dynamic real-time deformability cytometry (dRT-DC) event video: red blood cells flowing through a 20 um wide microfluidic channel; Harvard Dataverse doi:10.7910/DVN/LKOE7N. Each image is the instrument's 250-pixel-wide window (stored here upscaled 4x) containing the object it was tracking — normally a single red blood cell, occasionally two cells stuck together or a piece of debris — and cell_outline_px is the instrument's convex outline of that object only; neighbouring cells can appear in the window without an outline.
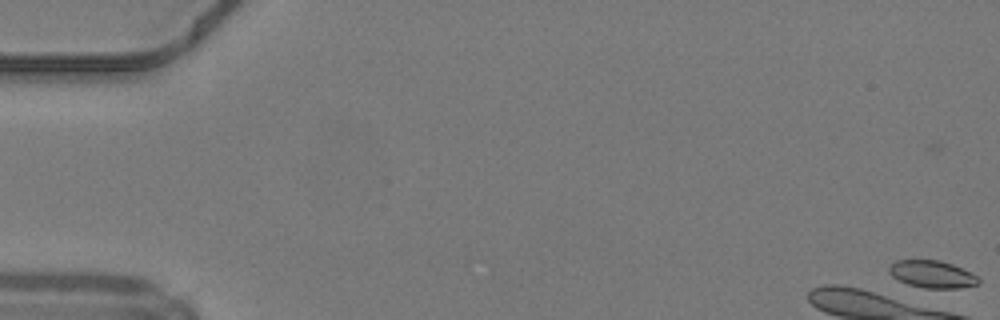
{"species": "common noctule bat (a hibernating species)", "species_latin": "Nyctalus noctula", "temperature_condition": "warm", "stored_images_in_passage": 3, "camera_frame_rate_fps": 3000, "um_per_image_px": 0.085, "animal": {"sex": "male", "body_mass_g": 19.2, "forearm_length_mm": 51.8}, "frame": {"image": 1, "passage_image": 1, "time_ms": 0.0, "image_size_px": [1000, 320], "cell_outline_px": [[980, 284], [960, 288], [924, 288], [908, 284], [892, 276], [888, 272], [888, 268], [896, 260], [940, 260], [952, 264], [976, 276], [980, 280]], "centroid_in_image_um": [79.22, 23.31], "position_along_channel_um": 5.8, "area_um2": 14.1}}